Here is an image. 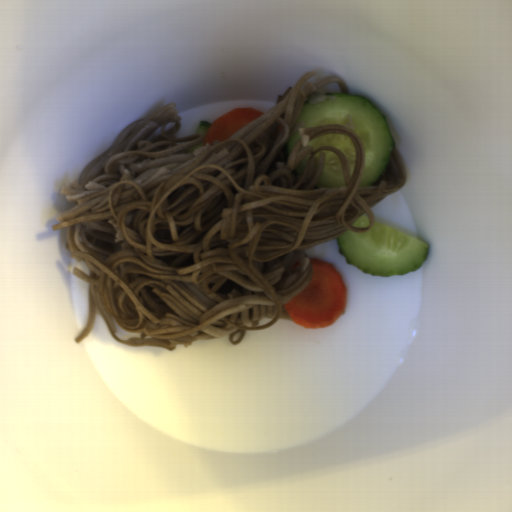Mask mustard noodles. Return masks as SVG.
<instances>
[{
	"label": "mustard noodles",
	"mask_w": 512,
	"mask_h": 512,
	"mask_svg": "<svg viewBox=\"0 0 512 512\" xmlns=\"http://www.w3.org/2000/svg\"><path fill=\"white\" fill-rule=\"evenodd\" d=\"M314 75L304 74L274 107L220 143L203 145L205 135L197 133L176 137L182 118L169 103L127 125L79 181L62 187L74 206L56 216L52 231L66 229L65 249L89 270H72L88 283L77 345L96 310L119 343L169 351L220 338L239 345L247 331L292 320L284 304L313 276L306 250L346 231H370L371 206L407 182L395 144L387 169L359 187L366 158L360 138L339 124L297 122L304 102L327 84L350 95L341 78L312 83ZM297 130L301 138L285 164L282 149ZM333 133L355 146L351 178L339 149L307 146ZM326 149L338 155L345 187H316L325 155L317 170L314 155ZM362 214L370 226L353 228Z\"/></svg>",
	"instance_id": "0af2e427"
}]
</instances>
